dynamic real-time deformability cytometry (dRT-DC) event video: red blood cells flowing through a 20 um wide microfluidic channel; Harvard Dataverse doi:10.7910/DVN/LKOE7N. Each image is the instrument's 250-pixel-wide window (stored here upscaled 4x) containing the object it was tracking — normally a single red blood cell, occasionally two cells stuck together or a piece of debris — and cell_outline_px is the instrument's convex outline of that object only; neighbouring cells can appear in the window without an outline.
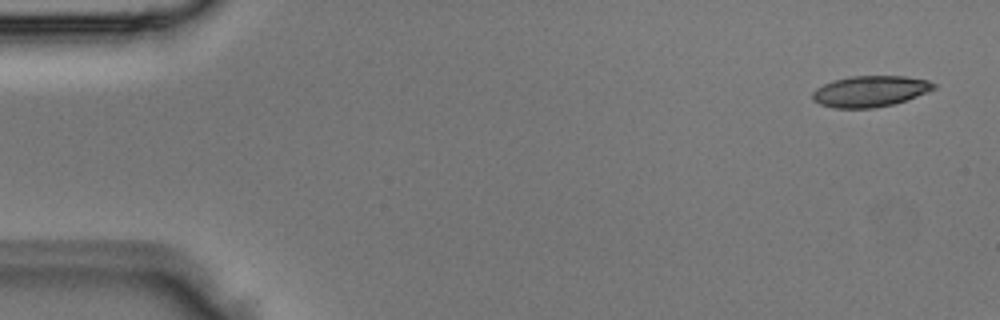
{"species": "Egyptian fruit bat (a non-hibernating species)", "species_latin": "Rousettus aegyptiacus", "temperature_condition": "room temperature", "stored_images_in_passage": 4, "camera_frame_rate_fps": 3000, "um_per_image_px": 0.085, "animal": {"sex": "male"}, "frame": {"image": 1, "passage_image": 1, "time_ms": 0.0, "image_size_px": [1000, 320], "cell_outline_px": [[936, 88], [928, 92], [892, 104], [872, 108], [832, 108], [820, 104], [812, 100], [812, 92], [816, 88], [832, 80], [848, 76], [904, 76], [928, 80], [936, 84]], "centroid_in_image_um": [73.93, 7.75], "position_along_channel_um": 11.1, "area_um2": 21.96}}